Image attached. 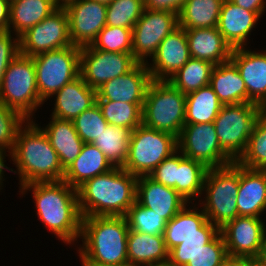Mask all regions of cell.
Segmentation results:
<instances>
[{"label": "cell", "instance_id": "3", "mask_svg": "<svg viewBox=\"0 0 266 266\" xmlns=\"http://www.w3.org/2000/svg\"><path fill=\"white\" fill-rule=\"evenodd\" d=\"M138 177L114 167L77 188L82 217L125 216L136 202Z\"/></svg>", "mask_w": 266, "mask_h": 266}, {"label": "cell", "instance_id": "40", "mask_svg": "<svg viewBox=\"0 0 266 266\" xmlns=\"http://www.w3.org/2000/svg\"><path fill=\"white\" fill-rule=\"evenodd\" d=\"M132 29L105 26L90 45L106 52L132 54Z\"/></svg>", "mask_w": 266, "mask_h": 266}, {"label": "cell", "instance_id": "47", "mask_svg": "<svg viewBox=\"0 0 266 266\" xmlns=\"http://www.w3.org/2000/svg\"><path fill=\"white\" fill-rule=\"evenodd\" d=\"M187 0H143L144 9L166 11L179 15Z\"/></svg>", "mask_w": 266, "mask_h": 266}, {"label": "cell", "instance_id": "30", "mask_svg": "<svg viewBox=\"0 0 266 266\" xmlns=\"http://www.w3.org/2000/svg\"><path fill=\"white\" fill-rule=\"evenodd\" d=\"M209 86L223 105L247 103L246 85L231 60L213 67Z\"/></svg>", "mask_w": 266, "mask_h": 266}, {"label": "cell", "instance_id": "25", "mask_svg": "<svg viewBox=\"0 0 266 266\" xmlns=\"http://www.w3.org/2000/svg\"><path fill=\"white\" fill-rule=\"evenodd\" d=\"M191 58L218 65L230 60L232 48L217 27L185 29Z\"/></svg>", "mask_w": 266, "mask_h": 266}, {"label": "cell", "instance_id": "35", "mask_svg": "<svg viewBox=\"0 0 266 266\" xmlns=\"http://www.w3.org/2000/svg\"><path fill=\"white\" fill-rule=\"evenodd\" d=\"M215 65L209 61L190 58L168 81L184 94L208 86Z\"/></svg>", "mask_w": 266, "mask_h": 266}, {"label": "cell", "instance_id": "19", "mask_svg": "<svg viewBox=\"0 0 266 266\" xmlns=\"http://www.w3.org/2000/svg\"><path fill=\"white\" fill-rule=\"evenodd\" d=\"M220 229L212 224L197 203H188L166 224L164 241L168 251L190 236H216Z\"/></svg>", "mask_w": 266, "mask_h": 266}, {"label": "cell", "instance_id": "21", "mask_svg": "<svg viewBox=\"0 0 266 266\" xmlns=\"http://www.w3.org/2000/svg\"><path fill=\"white\" fill-rule=\"evenodd\" d=\"M136 202L151 209L167 222L188 204L174 188L158 183L149 176L138 177Z\"/></svg>", "mask_w": 266, "mask_h": 266}, {"label": "cell", "instance_id": "22", "mask_svg": "<svg viewBox=\"0 0 266 266\" xmlns=\"http://www.w3.org/2000/svg\"><path fill=\"white\" fill-rule=\"evenodd\" d=\"M260 18L257 13L241 8L230 0H224L217 28L232 49L247 47L253 28H256Z\"/></svg>", "mask_w": 266, "mask_h": 266}, {"label": "cell", "instance_id": "9", "mask_svg": "<svg viewBox=\"0 0 266 266\" xmlns=\"http://www.w3.org/2000/svg\"><path fill=\"white\" fill-rule=\"evenodd\" d=\"M265 111L256 103L223 105L213 121L222 150L234 162L244 153L254 125Z\"/></svg>", "mask_w": 266, "mask_h": 266}, {"label": "cell", "instance_id": "41", "mask_svg": "<svg viewBox=\"0 0 266 266\" xmlns=\"http://www.w3.org/2000/svg\"><path fill=\"white\" fill-rule=\"evenodd\" d=\"M72 122L84 143H92L109 125L97 103L83 111Z\"/></svg>", "mask_w": 266, "mask_h": 266}, {"label": "cell", "instance_id": "49", "mask_svg": "<svg viewBox=\"0 0 266 266\" xmlns=\"http://www.w3.org/2000/svg\"><path fill=\"white\" fill-rule=\"evenodd\" d=\"M219 266H256L255 259L249 257L229 256Z\"/></svg>", "mask_w": 266, "mask_h": 266}, {"label": "cell", "instance_id": "52", "mask_svg": "<svg viewBox=\"0 0 266 266\" xmlns=\"http://www.w3.org/2000/svg\"><path fill=\"white\" fill-rule=\"evenodd\" d=\"M76 251H77L76 253H78L79 255V260L82 266H114L93 261L84 256L78 249H76Z\"/></svg>", "mask_w": 266, "mask_h": 266}, {"label": "cell", "instance_id": "10", "mask_svg": "<svg viewBox=\"0 0 266 266\" xmlns=\"http://www.w3.org/2000/svg\"><path fill=\"white\" fill-rule=\"evenodd\" d=\"M80 52L81 47L71 45L33 56L38 94L44 102L80 75Z\"/></svg>", "mask_w": 266, "mask_h": 266}, {"label": "cell", "instance_id": "12", "mask_svg": "<svg viewBox=\"0 0 266 266\" xmlns=\"http://www.w3.org/2000/svg\"><path fill=\"white\" fill-rule=\"evenodd\" d=\"M20 54L28 57L73 45L69 36V19L61 5L43 21L19 37Z\"/></svg>", "mask_w": 266, "mask_h": 266}, {"label": "cell", "instance_id": "39", "mask_svg": "<svg viewBox=\"0 0 266 266\" xmlns=\"http://www.w3.org/2000/svg\"><path fill=\"white\" fill-rule=\"evenodd\" d=\"M143 11V0H113L107 5L106 25L133 29Z\"/></svg>", "mask_w": 266, "mask_h": 266}, {"label": "cell", "instance_id": "42", "mask_svg": "<svg viewBox=\"0 0 266 266\" xmlns=\"http://www.w3.org/2000/svg\"><path fill=\"white\" fill-rule=\"evenodd\" d=\"M25 122L20 113L0 101V155L7 157L12 152L18 129Z\"/></svg>", "mask_w": 266, "mask_h": 266}, {"label": "cell", "instance_id": "38", "mask_svg": "<svg viewBox=\"0 0 266 266\" xmlns=\"http://www.w3.org/2000/svg\"><path fill=\"white\" fill-rule=\"evenodd\" d=\"M130 230L149 234L163 235L167 221L149 208L135 202L124 216Z\"/></svg>", "mask_w": 266, "mask_h": 266}, {"label": "cell", "instance_id": "23", "mask_svg": "<svg viewBox=\"0 0 266 266\" xmlns=\"http://www.w3.org/2000/svg\"><path fill=\"white\" fill-rule=\"evenodd\" d=\"M55 97V98H54ZM54 99L50 116L73 120L83 111L96 104L97 90L89 87L79 75L77 78L67 83L58 92L53 94L48 100Z\"/></svg>", "mask_w": 266, "mask_h": 266}, {"label": "cell", "instance_id": "28", "mask_svg": "<svg viewBox=\"0 0 266 266\" xmlns=\"http://www.w3.org/2000/svg\"><path fill=\"white\" fill-rule=\"evenodd\" d=\"M114 168L103 152L92 143H84L79 156L64 170L63 180L78 188L85 181Z\"/></svg>", "mask_w": 266, "mask_h": 266}, {"label": "cell", "instance_id": "45", "mask_svg": "<svg viewBox=\"0 0 266 266\" xmlns=\"http://www.w3.org/2000/svg\"><path fill=\"white\" fill-rule=\"evenodd\" d=\"M179 168V150L164 159L148 176L154 181L177 191V169Z\"/></svg>", "mask_w": 266, "mask_h": 266}, {"label": "cell", "instance_id": "54", "mask_svg": "<svg viewBox=\"0 0 266 266\" xmlns=\"http://www.w3.org/2000/svg\"><path fill=\"white\" fill-rule=\"evenodd\" d=\"M94 1H97V2H100V3H103V4H110L113 0H94Z\"/></svg>", "mask_w": 266, "mask_h": 266}, {"label": "cell", "instance_id": "17", "mask_svg": "<svg viewBox=\"0 0 266 266\" xmlns=\"http://www.w3.org/2000/svg\"><path fill=\"white\" fill-rule=\"evenodd\" d=\"M190 58L185 29L178 27L162 40L146 65L152 80L168 81Z\"/></svg>", "mask_w": 266, "mask_h": 266}, {"label": "cell", "instance_id": "11", "mask_svg": "<svg viewBox=\"0 0 266 266\" xmlns=\"http://www.w3.org/2000/svg\"><path fill=\"white\" fill-rule=\"evenodd\" d=\"M178 150L187 158L203 163L208 169L232 164L222 150L213 122L185 124L178 138Z\"/></svg>", "mask_w": 266, "mask_h": 266}, {"label": "cell", "instance_id": "6", "mask_svg": "<svg viewBox=\"0 0 266 266\" xmlns=\"http://www.w3.org/2000/svg\"><path fill=\"white\" fill-rule=\"evenodd\" d=\"M186 94L169 81L152 80L142 107V124L178 138L185 125Z\"/></svg>", "mask_w": 266, "mask_h": 266}, {"label": "cell", "instance_id": "55", "mask_svg": "<svg viewBox=\"0 0 266 266\" xmlns=\"http://www.w3.org/2000/svg\"><path fill=\"white\" fill-rule=\"evenodd\" d=\"M153 266H174V265H171L169 262H167V263H162V264L153 265Z\"/></svg>", "mask_w": 266, "mask_h": 266}, {"label": "cell", "instance_id": "8", "mask_svg": "<svg viewBox=\"0 0 266 266\" xmlns=\"http://www.w3.org/2000/svg\"><path fill=\"white\" fill-rule=\"evenodd\" d=\"M177 150L176 136L141 124L131 133L123 169L136 177L148 176Z\"/></svg>", "mask_w": 266, "mask_h": 266}, {"label": "cell", "instance_id": "44", "mask_svg": "<svg viewBox=\"0 0 266 266\" xmlns=\"http://www.w3.org/2000/svg\"><path fill=\"white\" fill-rule=\"evenodd\" d=\"M215 236H190L169 251L168 262L174 266H185L194 254Z\"/></svg>", "mask_w": 266, "mask_h": 266}, {"label": "cell", "instance_id": "34", "mask_svg": "<svg viewBox=\"0 0 266 266\" xmlns=\"http://www.w3.org/2000/svg\"><path fill=\"white\" fill-rule=\"evenodd\" d=\"M132 130L128 127L108 125L92 142L113 167L123 168L129 149Z\"/></svg>", "mask_w": 266, "mask_h": 266}, {"label": "cell", "instance_id": "53", "mask_svg": "<svg viewBox=\"0 0 266 266\" xmlns=\"http://www.w3.org/2000/svg\"><path fill=\"white\" fill-rule=\"evenodd\" d=\"M6 157L3 155H0V192H2L1 190L4 188L3 184L4 182H6L5 180V175L4 173H6V171H8V166L5 164L6 163ZM6 169V170H5Z\"/></svg>", "mask_w": 266, "mask_h": 266}, {"label": "cell", "instance_id": "50", "mask_svg": "<svg viewBox=\"0 0 266 266\" xmlns=\"http://www.w3.org/2000/svg\"><path fill=\"white\" fill-rule=\"evenodd\" d=\"M10 15V2L0 0V30H8Z\"/></svg>", "mask_w": 266, "mask_h": 266}, {"label": "cell", "instance_id": "33", "mask_svg": "<svg viewBox=\"0 0 266 266\" xmlns=\"http://www.w3.org/2000/svg\"><path fill=\"white\" fill-rule=\"evenodd\" d=\"M224 0H187L178 15L183 29L217 27Z\"/></svg>", "mask_w": 266, "mask_h": 266}, {"label": "cell", "instance_id": "48", "mask_svg": "<svg viewBox=\"0 0 266 266\" xmlns=\"http://www.w3.org/2000/svg\"><path fill=\"white\" fill-rule=\"evenodd\" d=\"M237 6L246 10L257 13L260 17H263L266 11V0H230Z\"/></svg>", "mask_w": 266, "mask_h": 266}, {"label": "cell", "instance_id": "7", "mask_svg": "<svg viewBox=\"0 0 266 266\" xmlns=\"http://www.w3.org/2000/svg\"><path fill=\"white\" fill-rule=\"evenodd\" d=\"M0 101L26 120L36 118L35 113L45 102L38 94L33 57L19 54L9 64L0 86Z\"/></svg>", "mask_w": 266, "mask_h": 266}, {"label": "cell", "instance_id": "27", "mask_svg": "<svg viewBox=\"0 0 266 266\" xmlns=\"http://www.w3.org/2000/svg\"><path fill=\"white\" fill-rule=\"evenodd\" d=\"M46 126H41L52 147L58 153L63 170L79 156L84 142L79 137L72 120L50 116Z\"/></svg>", "mask_w": 266, "mask_h": 266}, {"label": "cell", "instance_id": "16", "mask_svg": "<svg viewBox=\"0 0 266 266\" xmlns=\"http://www.w3.org/2000/svg\"><path fill=\"white\" fill-rule=\"evenodd\" d=\"M265 220L259 217L238 216L220 228L227 254L255 259L266 233Z\"/></svg>", "mask_w": 266, "mask_h": 266}, {"label": "cell", "instance_id": "32", "mask_svg": "<svg viewBox=\"0 0 266 266\" xmlns=\"http://www.w3.org/2000/svg\"><path fill=\"white\" fill-rule=\"evenodd\" d=\"M207 171L203 163L187 158L179 151L177 192L188 203H197L200 199Z\"/></svg>", "mask_w": 266, "mask_h": 266}, {"label": "cell", "instance_id": "15", "mask_svg": "<svg viewBox=\"0 0 266 266\" xmlns=\"http://www.w3.org/2000/svg\"><path fill=\"white\" fill-rule=\"evenodd\" d=\"M61 5L68 15L73 45H91L106 26L107 5L94 0H65Z\"/></svg>", "mask_w": 266, "mask_h": 266}, {"label": "cell", "instance_id": "46", "mask_svg": "<svg viewBox=\"0 0 266 266\" xmlns=\"http://www.w3.org/2000/svg\"><path fill=\"white\" fill-rule=\"evenodd\" d=\"M19 54V37L9 30H0V86L6 69Z\"/></svg>", "mask_w": 266, "mask_h": 266}, {"label": "cell", "instance_id": "14", "mask_svg": "<svg viewBox=\"0 0 266 266\" xmlns=\"http://www.w3.org/2000/svg\"><path fill=\"white\" fill-rule=\"evenodd\" d=\"M137 63L132 54L106 52L87 45L81 47L80 75L97 90L107 81L128 73Z\"/></svg>", "mask_w": 266, "mask_h": 266}, {"label": "cell", "instance_id": "26", "mask_svg": "<svg viewBox=\"0 0 266 266\" xmlns=\"http://www.w3.org/2000/svg\"><path fill=\"white\" fill-rule=\"evenodd\" d=\"M128 266H153L167 263L169 251L163 235H149L129 229L127 239Z\"/></svg>", "mask_w": 266, "mask_h": 266}, {"label": "cell", "instance_id": "20", "mask_svg": "<svg viewBox=\"0 0 266 266\" xmlns=\"http://www.w3.org/2000/svg\"><path fill=\"white\" fill-rule=\"evenodd\" d=\"M152 81L146 63H137L128 73L107 81L97 89L96 100L143 104Z\"/></svg>", "mask_w": 266, "mask_h": 266}, {"label": "cell", "instance_id": "24", "mask_svg": "<svg viewBox=\"0 0 266 266\" xmlns=\"http://www.w3.org/2000/svg\"><path fill=\"white\" fill-rule=\"evenodd\" d=\"M236 199L238 216L262 218L266 213V170H253L240 165Z\"/></svg>", "mask_w": 266, "mask_h": 266}, {"label": "cell", "instance_id": "4", "mask_svg": "<svg viewBox=\"0 0 266 266\" xmlns=\"http://www.w3.org/2000/svg\"><path fill=\"white\" fill-rule=\"evenodd\" d=\"M129 227L124 216H89L82 218V244L77 249L88 259L128 266L127 239Z\"/></svg>", "mask_w": 266, "mask_h": 266}, {"label": "cell", "instance_id": "2", "mask_svg": "<svg viewBox=\"0 0 266 266\" xmlns=\"http://www.w3.org/2000/svg\"><path fill=\"white\" fill-rule=\"evenodd\" d=\"M16 167L8 171L16 174L19 187L34 182L63 180L58 153L36 120H26L18 129L12 152L8 155Z\"/></svg>", "mask_w": 266, "mask_h": 266}, {"label": "cell", "instance_id": "29", "mask_svg": "<svg viewBox=\"0 0 266 266\" xmlns=\"http://www.w3.org/2000/svg\"><path fill=\"white\" fill-rule=\"evenodd\" d=\"M60 6L59 0H14L10 2L8 30L20 37Z\"/></svg>", "mask_w": 266, "mask_h": 266}, {"label": "cell", "instance_id": "31", "mask_svg": "<svg viewBox=\"0 0 266 266\" xmlns=\"http://www.w3.org/2000/svg\"><path fill=\"white\" fill-rule=\"evenodd\" d=\"M223 104L208 85L186 94L185 124L210 123L215 120Z\"/></svg>", "mask_w": 266, "mask_h": 266}, {"label": "cell", "instance_id": "36", "mask_svg": "<svg viewBox=\"0 0 266 266\" xmlns=\"http://www.w3.org/2000/svg\"><path fill=\"white\" fill-rule=\"evenodd\" d=\"M253 170H266V111L256 121L244 153L236 161Z\"/></svg>", "mask_w": 266, "mask_h": 266}, {"label": "cell", "instance_id": "51", "mask_svg": "<svg viewBox=\"0 0 266 266\" xmlns=\"http://www.w3.org/2000/svg\"><path fill=\"white\" fill-rule=\"evenodd\" d=\"M256 266H266V233L258 256L255 258Z\"/></svg>", "mask_w": 266, "mask_h": 266}, {"label": "cell", "instance_id": "13", "mask_svg": "<svg viewBox=\"0 0 266 266\" xmlns=\"http://www.w3.org/2000/svg\"><path fill=\"white\" fill-rule=\"evenodd\" d=\"M179 27L178 15L144 9L132 29V55L139 63L150 62L162 40Z\"/></svg>", "mask_w": 266, "mask_h": 266}, {"label": "cell", "instance_id": "18", "mask_svg": "<svg viewBox=\"0 0 266 266\" xmlns=\"http://www.w3.org/2000/svg\"><path fill=\"white\" fill-rule=\"evenodd\" d=\"M263 49L255 51L249 46L235 48L230 60L246 85L247 103H256L266 110V49Z\"/></svg>", "mask_w": 266, "mask_h": 266}, {"label": "cell", "instance_id": "1", "mask_svg": "<svg viewBox=\"0 0 266 266\" xmlns=\"http://www.w3.org/2000/svg\"><path fill=\"white\" fill-rule=\"evenodd\" d=\"M29 191L43 226L70 247L80 242L83 217L77 189L60 180L24 184L18 190L20 197H26L23 195Z\"/></svg>", "mask_w": 266, "mask_h": 266}, {"label": "cell", "instance_id": "43", "mask_svg": "<svg viewBox=\"0 0 266 266\" xmlns=\"http://www.w3.org/2000/svg\"><path fill=\"white\" fill-rule=\"evenodd\" d=\"M227 255L223 236L219 232L208 244L197 251L185 266H219Z\"/></svg>", "mask_w": 266, "mask_h": 266}, {"label": "cell", "instance_id": "37", "mask_svg": "<svg viewBox=\"0 0 266 266\" xmlns=\"http://www.w3.org/2000/svg\"><path fill=\"white\" fill-rule=\"evenodd\" d=\"M109 125L128 127L132 131L142 124L143 104L96 100Z\"/></svg>", "mask_w": 266, "mask_h": 266}, {"label": "cell", "instance_id": "5", "mask_svg": "<svg viewBox=\"0 0 266 266\" xmlns=\"http://www.w3.org/2000/svg\"><path fill=\"white\" fill-rule=\"evenodd\" d=\"M239 182L240 165L236 162L224 167L209 168L206 173L197 204L208 220L219 229L238 217L236 196Z\"/></svg>", "mask_w": 266, "mask_h": 266}]
</instances>
